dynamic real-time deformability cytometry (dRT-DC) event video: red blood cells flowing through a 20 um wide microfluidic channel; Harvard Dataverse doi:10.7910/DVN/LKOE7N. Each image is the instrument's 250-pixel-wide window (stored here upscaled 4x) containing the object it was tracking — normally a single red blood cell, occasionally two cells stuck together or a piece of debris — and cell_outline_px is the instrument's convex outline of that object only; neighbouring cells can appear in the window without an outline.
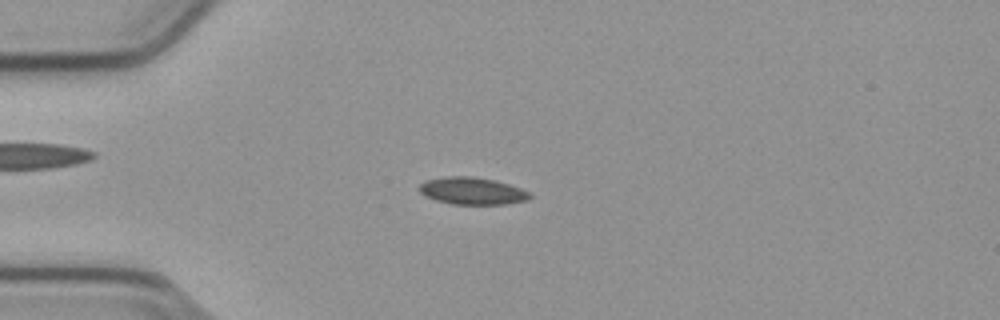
{"species": "common noctule bat (a hibernating species)", "species_latin": "Nyctalus noctula", "temperature_condition": "cold", "stored_images_in_passage": 51, "camera_frame_rate_fps": 3000, "um_per_image_px": 0.085, "animal": {"sex": "male", "body_mass_g": 23.1, "forearm_length_mm": 52.7}, "frame": {"image": 1, "passage_image": 11, "time_ms": 3.333, "image_size_px": [1000, 320], "cell_outline_px": [[532, 196], [528, 200], [504, 204], [452, 204], [436, 200], [420, 192], [420, 184], [424, 180], [444, 176], [472, 176], [496, 180], [532, 192]], "centroid_in_image_um": [40.17, 16.22], "position_along_channel_um": 44.8, "area_um2": 17.57}}
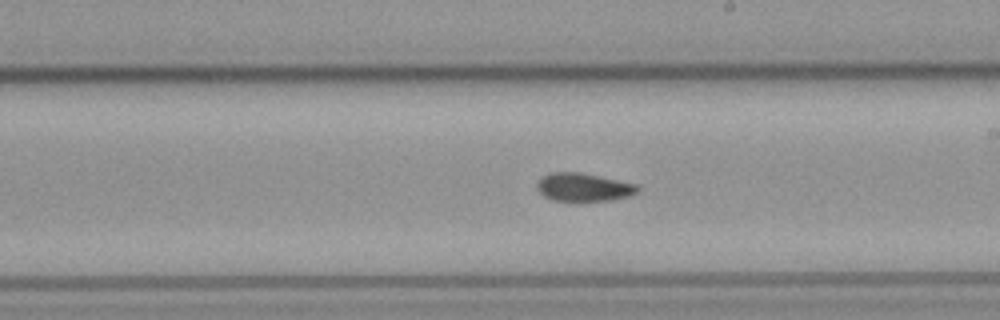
{"frame": {"image": 2, "passage_image": 28, "time_ms": 9.0, "image_size_px": [1000, 320], "cell_outline_px": [[640, 192], [632, 196], [612, 200], [552, 200], [544, 196], [536, 188], [536, 184], [544, 176], [552, 172], [580, 172], [600, 176], [636, 184], [640, 188]], "centroid_in_image_um": [49.65, 15.91], "position_along_channel_um": 239.3, "area_um2": 16.47}}
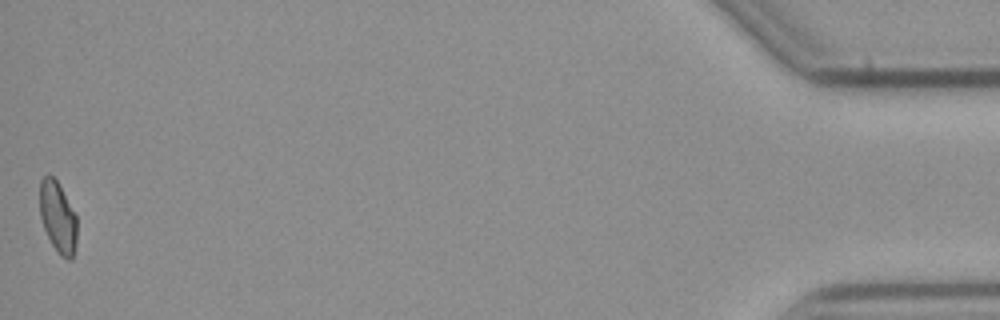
{"frame": {"image": 3, "passage_image": 51, "time_ms": 16.667, "image_size_px": [1000, 320], "cell_outline_px": [[76, 240], [72, 260], [68, 260], [60, 256], [52, 244], [44, 228], [40, 216], [40, 180], [48, 172], [56, 180], [76, 216]], "centroid_in_image_um": [4.9, 18.47], "position_along_channel_um": 430.3, "area_um2": 15.2}, "authors_computed_cell_mechanics": {"area_um2": 16.5886, "velocity_mm_per_s": 3.7973, "shape_relaxation_time_tau1_ms": null, "shape_relaxation_time_tau2_ms": 2.8103, "deformation_change_tau1": null, "deformation_change_tau2": 0.0675}}